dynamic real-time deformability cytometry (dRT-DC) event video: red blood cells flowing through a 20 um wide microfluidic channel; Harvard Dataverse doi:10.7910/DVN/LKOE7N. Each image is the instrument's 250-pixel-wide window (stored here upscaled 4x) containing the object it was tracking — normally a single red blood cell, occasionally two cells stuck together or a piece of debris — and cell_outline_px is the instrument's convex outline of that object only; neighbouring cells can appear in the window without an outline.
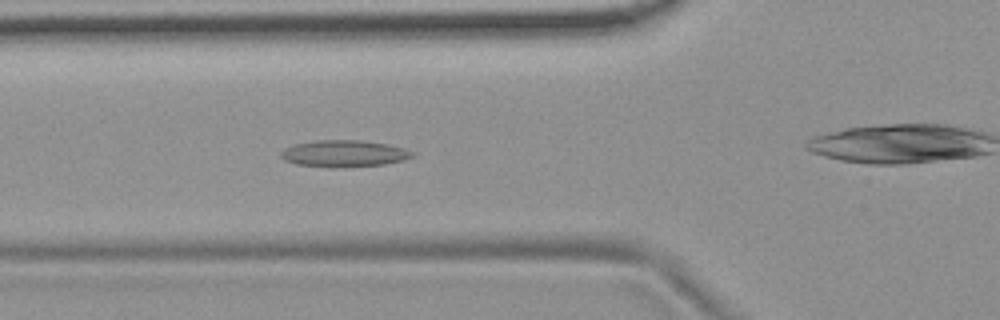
{"species": "common noctule bat (a hibernating species)", "species_latin": "Nyctalus noctula", "temperature_condition": "room temperature", "stored_images_in_passage": 6, "camera_frame_rate_fps": 3000, "um_per_image_px": 0.085, "animal": {"sex": "female", "body_mass_g": 19.9}, "frame": {"image": 1, "passage_image": 5, "time_ms": 4.667, "image_size_px": [1000, 320], "cell_outline_px": [[416, 156], [404, 160], [384, 164], [296, 164], [284, 160], [280, 156], [280, 152], [284, 148], [296, 144], [312, 140], [360, 140], [388, 144], [404, 148], [412, 152]], "centroid_in_image_um": [29.26, 12.98], "position_along_channel_um": 96.5, "area_um2": 19.31}}